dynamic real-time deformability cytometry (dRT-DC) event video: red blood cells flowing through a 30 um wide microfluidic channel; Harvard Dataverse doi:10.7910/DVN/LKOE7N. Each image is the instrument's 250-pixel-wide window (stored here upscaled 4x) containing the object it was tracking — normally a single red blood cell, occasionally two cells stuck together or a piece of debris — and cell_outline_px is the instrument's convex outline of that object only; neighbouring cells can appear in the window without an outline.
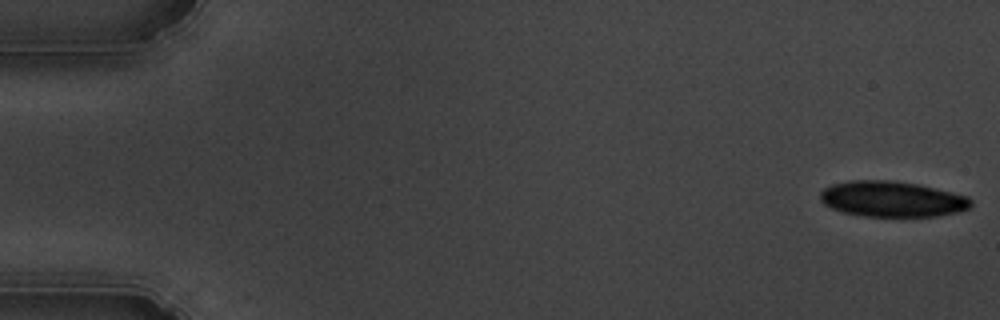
{"species": "common noctule bat (a hibernating species)", "species_latin": "Nyctalus noctula", "temperature_condition": "cold", "stored_images_in_passage": 54, "camera_frame_rate_fps": 3000, "um_per_image_px": 0.085, "animal": {"sex": "male", "body_mass_g": 19.5, "forearm_length_mm": 54.6}, "frame": {"image": 1, "passage_image": 1, "time_ms": 0.0, "image_size_px": [1000, 320], "cell_outline_px": [[972, 204], [968, 208], [960, 212], [936, 216], [864, 216], [844, 212], [832, 208], [824, 204], [820, 200], [820, 192], [824, 188], [832, 184], [848, 180], [888, 180], [916, 184], [952, 192], [968, 196], [972, 200]], "centroid_in_image_um": [75.82, 16.91], "position_along_channel_um": 9.2, "area_um2": 31.27}}